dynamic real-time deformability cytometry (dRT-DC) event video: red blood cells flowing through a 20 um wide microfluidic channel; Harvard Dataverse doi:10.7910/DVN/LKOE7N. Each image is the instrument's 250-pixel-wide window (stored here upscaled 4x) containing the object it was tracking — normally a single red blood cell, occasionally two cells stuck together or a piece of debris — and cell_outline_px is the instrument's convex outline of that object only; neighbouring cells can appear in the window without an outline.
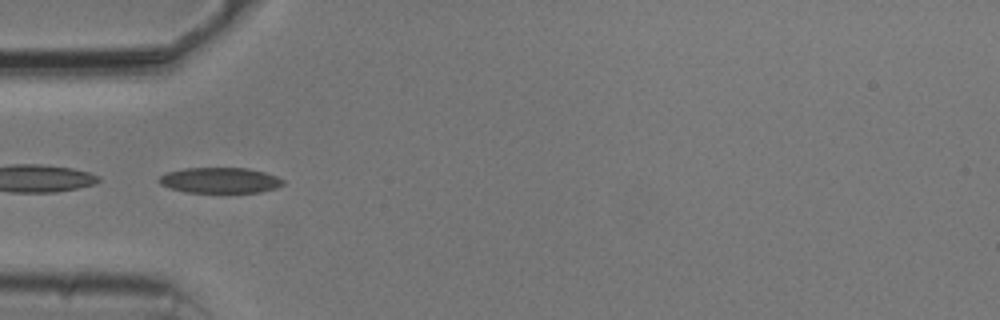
{"species": "common noctule bat (a hibernating species)", "species_latin": "Nyctalus noctula", "temperature_condition": "cold", "stored_images_in_passage": 45, "camera_frame_rate_fps": 3000, "um_per_image_px": 0.085, "animal": {"sex": "male", "body_mass_g": 20.5, "forearm_length_mm": 52.5}, "frame": {"image": 1, "passage_image": 9, "time_ms": 2.667, "image_size_px": [1000, 320], "cell_outline_px": [[284, 184], [276, 188], [260, 192], [184, 192], [168, 188], [160, 184], [156, 180], [160, 176], [168, 172], [184, 168], [248, 168], [264, 172], [276, 176], [284, 180]], "centroid_in_image_um": [18.67, 15.33], "position_along_channel_um": 66.3, "area_um2": 18.55}}
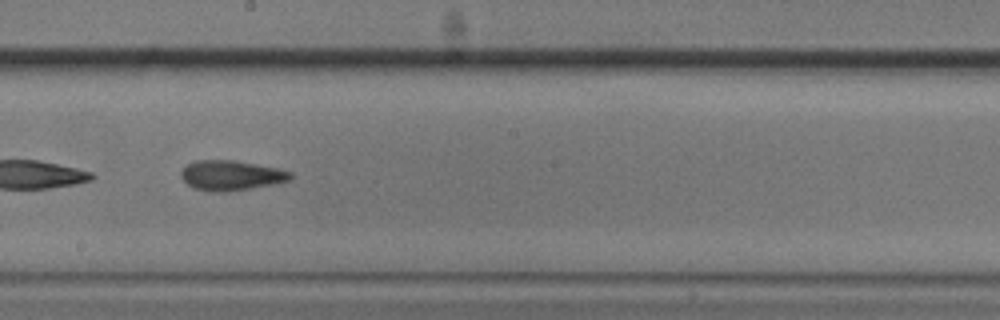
{"frame": {"image": 2, "passage_image": 22, "time_ms": 7.0, "image_size_px": [1000, 320], "cell_outline_px": [[292, 180], [272, 184], [248, 188], [220, 192], [212, 192], [192, 188], [180, 176], [180, 172], [188, 164], [196, 160], [232, 160], [256, 164], [276, 168], [292, 172]], "centroid_in_image_um": [19.62, 14.9], "position_along_channel_um": 228.6, "area_um2": 18.9}}
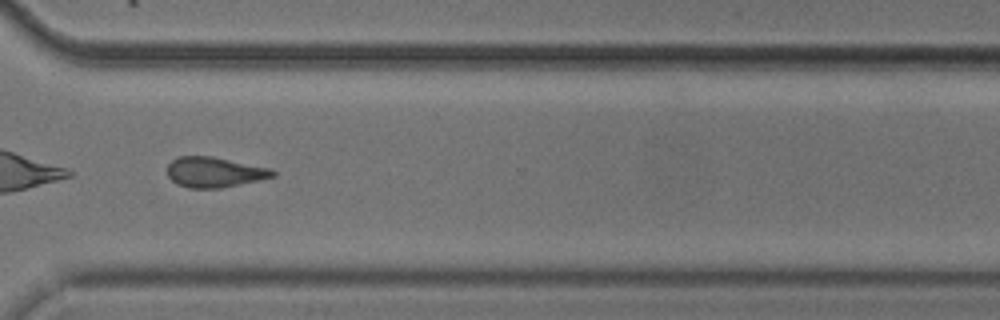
{"frame": {"image": 3, "passage_image": 32, "time_ms": 10.333, "image_size_px": [1000, 320], "cell_outline_px": [[276, 176], [260, 180], [220, 188], [188, 188], [176, 184], [168, 176], [168, 164], [176, 156], [212, 156], [272, 168], [276, 172]], "centroid_in_image_um": [18.24, 14.63], "position_along_channel_um": 352.4, "area_um2": 18.79}, "authors_computed_cell_mechanics": {"area_um2": 19.2474, "velocity_mm_per_s": 3.7332, "shape_relaxation_time_tau1_ms": null, "shape_relaxation_time_tau2_ms": 4.1551, "deformation_change_tau1": null, "deformation_change_tau2": 0.11}}